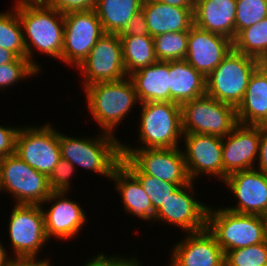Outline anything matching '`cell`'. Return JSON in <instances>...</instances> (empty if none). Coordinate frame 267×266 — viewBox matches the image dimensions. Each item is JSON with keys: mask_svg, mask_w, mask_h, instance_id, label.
I'll return each instance as SVG.
<instances>
[{"mask_svg": "<svg viewBox=\"0 0 267 266\" xmlns=\"http://www.w3.org/2000/svg\"><path fill=\"white\" fill-rule=\"evenodd\" d=\"M132 174L139 180L144 191L149 196L155 212L181 185H186L161 181L154 176L146 175L144 173Z\"/></svg>", "mask_w": 267, "mask_h": 266, "instance_id": "cell-33", "label": "cell"}, {"mask_svg": "<svg viewBox=\"0 0 267 266\" xmlns=\"http://www.w3.org/2000/svg\"><path fill=\"white\" fill-rule=\"evenodd\" d=\"M104 33L94 9L64 13L61 61L67 66H72V69L77 68Z\"/></svg>", "mask_w": 267, "mask_h": 266, "instance_id": "cell-12", "label": "cell"}, {"mask_svg": "<svg viewBox=\"0 0 267 266\" xmlns=\"http://www.w3.org/2000/svg\"><path fill=\"white\" fill-rule=\"evenodd\" d=\"M94 136L71 137L59 131L61 158L76 169L80 166L111 179L114 169L121 163L122 142L115 135L102 131Z\"/></svg>", "mask_w": 267, "mask_h": 266, "instance_id": "cell-2", "label": "cell"}, {"mask_svg": "<svg viewBox=\"0 0 267 266\" xmlns=\"http://www.w3.org/2000/svg\"><path fill=\"white\" fill-rule=\"evenodd\" d=\"M233 49L261 61L267 55V17L241 30L233 40Z\"/></svg>", "mask_w": 267, "mask_h": 266, "instance_id": "cell-29", "label": "cell"}, {"mask_svg": "<svg viewBox=\"0 0 267 266\" xmlns=\"http://www.w3.org/2000/svg\"><path fill=\"white\" fill-rule=\"evenodd\" d=\"M121 154V163L131 173H144L176 184L191 181L180 147L121 149Z\"/></svg>", "mask_w": 267, "mask_h": 266, "instance_id": "cell-7", "label": "cell"}, {"mask_svg": "<svg viewBox=\"0 0 267 266\" xmlns=\"http://www.w3.org/2000/svg\"><path fill=\"white\" fill-rule=\"evenodd\" d=\"M170 102H184L206 94V77L185 60L169 61Z\"/></svg>", "mask_w": 267, "mask_h": 266, "instance_id": "cell-26", "label": "cell"}, {"mask_svg": "<svg viewBox=\"0 0 267 266\" xmlns=\"http://www.w3.org/2000/svg\"><path fill=\"white\" fill-rule=\"evenodd\" d=\"M12 257L7 266H54L51 265L50 259L47 257Z\"/></svg>", "mask_w": 267, "mask_h": 266, "instance_id": "cell-42", "label": "cell"}, {"mask_svg": "<svg viewBox=\"0 0 267 266\" xmlns=\"http://www.w3.org/2000/svg\"><path fill=\"white\" fill-rule=\"evenodd\" d=\"M139 105L137 143L140 146L121 143V149L180 147L183 137L181 105L174 102H144Z\"/></svg>", "mask_w": 267, "mask_h": 266, "instance_id": "cell-4", "label": "cell"}, {"mask_svg": "<svg viewBox=\"0 0 267 266\" xmlns=\"http://www.w3.org/2000/svg\"><path fill=\"white\" fill-rule=\"evenodd\" d=\"M224 261L229 266H267V239L256 245L227 251Z\"/></svg>", "mask_w": 267, "mask_h": 266, "instance_id": "cell-34", "label": "cell"}, {"mask_svg": "<svg viewBox=\"0 0 267 266\" xmlns=\"http://www.w3.org/2000/svg\"><path fill=\"white\" fill-rule=\"evenodd\" d=\"M110 180L119 192L125 213L143 221L154 220L155 211L149 196L139 180L122 163L114 169Z\"/></svg>", "mask_w": 267, "mask_h": 266, "instance_id": "cell-24", "label": "cell"}, {"mask_svg": "<svg viewBox=\"0 0 267 266\" xmlns=\"http://www.w3.org/2000/svg\"><path fill=\"white\" fill-rule=\"evenodd\" d=\"M50 123L21 127L16 136L15 154L30 167L48 177L61 158L59 130Z\"/></svg>", "mask_w": 267, "mask_h": 266, "instance_id": "cell-10", "label": "cell"}, {"mask_svg": "<svg viewBox=\"0 0 267 266\" xmlns=\"http://www.w3.org/2000/svg\"><path fill=\"white\" fill-rule=\"evenodd\" d=\"M256 166L255 169L267 176V127L265 126H261L259 154Z\"/></svg>", "mask_w": 267, "mask_h": 266, "instance_id": "cell-41", "label": "cell"}, {"mask_svg": "<svg viewBox=\"0 0 267 266\" xmlns=\"http://www.w3.org/2000/svg\"><path fill=\"white\" fill-rule=\"evenodd\" d=\"M183 237L171 248L167 266H220L224 262L225 254L207 228Z\"/></svg>", "mask_w": 267, "mask_h": 266, "instance_id": "cell-20", "label": "cell"}, {"mask_svg": "<svg viewBox=\"0 0 267 266\" xmlns=\"http://www.w3.org/2000/svg\"><path fill=\"white\" fill-rule=\"evenodd\" d=\"M17 58L18 56L14 52L0 48V65L14 62Z\"/></svg>", "mask_w": 267, "mask_h": 266, "instance_id": "cell-44", "label": "cell"}, {"mask_svg": "<svg viewBox=\"0 0 267 266\" xmlns=\"http://www.w3.org/2000/svg\"><path fill=\"white\" fill-rule=\"evenodd\" d=\"M261 126L237 124L222 138L223 181L236 171L255 169Z\"/></svg>", "mask_w": 267, "mask_h": 266, "instance_id": "cell-18", "label": "cell"}, {"mask_svg": "<svg viewBox=\"0 0 267 266\" xmlns=\"http://www.w3.org/2000/svg\"><path fill=\"white\" fill-rule=\"evenodd\" d=\"M98 0H52L48 5L61 13L93 10Z\"/></svg>", "mask_w": 267, "mask_h": 266, "instance_id": "cell-38", "label": "cell"}, {"mask_svg": "<svg viewBox=\"0 0 267 266\" xmlns=\"http://www.w3.org/2000/svg\"><path fill=\"white\" fill-rule=\"evenodd\" d=\"M1 241V240H0ZM4 244L0 242V266H7L9 260L12 258L10 253L3 247Z\"/></svg>", "mask_w": 267, "mask_h": 266, "instance_id": "cell-45", "label": "cell"}, {"mask_svg": "<svg viewBox=\"0 0 267 266\" xmlns=\"http://www.w3.org/2000/svg\"><path fill=\"white\" fill-rule=\"evenodd\" d=\"M144 0H98L95 11L105 33L120 35Z\"/></svg>", "mask_w": 267, "mask_h": 266, "instance_id": "cell-27", "label": "cell"}, {"mask_svg": "<svg viewBox=\"0 0 267 266\" xmlns=\"http://www.w3.org/2000/svg\"><path fill=\"white\" fill-rule=\"evenodd\" d=\"M220 266H229L225 261Z\"/></svg>", "mask_w": 267, "mask_h": 266, "instance_id": "cell-49", "label": "cell"}, {"mask_svg": "<svg viewBox=\"0 0 267 266\" xmlns=\"http://www.w3.org/2000/svg\"><path fill=\"white\" fill-rule=\"evenodd\" d=\"M120 35H129V36L149 35V29L142 9H140L131 18L126 29Z\"/></svg>", "mask_w": 267, "mask_h": 266, "instance_id": "cell-40", "label": "cell"}, {"mask_svg": "<svg viewBox=\"0 0 267 266\" xmlns=\"http://www.w3.org/2000/svg\"><path fill=\"white\" fill-rule=\"evenodd\" d=\"M140 103L170 102L169 61H156L129 75Z\"/></svg>", "mask_w": 267, "mask_h": 266, "instance_id": "cell-25", "label": "cell"}, {"mask_svg": "<svg viewBox=\"0 0 267 266\" xmlns=\"http://www.w3.org/2000/svg\"><path fill=\"white\" fill-rule=\"evenodd\" d=\"M189 30L168 32L153 37L158 61L185 60Z\"/></svg>", "mask_w": 267, "mask_h": 266, "instance_id": "cell-31", "label": "cell"}, {"mask_svg": "<svg viewBox=\"0 0 267 266\" xmlns=\"http://www.w3.org/2000/svg\"><path fill=\"white\" fill-rule=\"evenodd\" d=\"M1 160H2V158L0 157V193H2V180H1Z\"/></svg>", "mask_w": 267, "mask_h": 266, "instance_id": "cell-48", "label": "cell"}, {"mask_svg": "<svg viewBox=\"0 0 267 266\" xmlns=\"http://www.w3.org/2000/svg\"><path fill=\"white\" fill-rule=\"evenodd\" d=\"M260 62H261V65L267 67V55Z\"/></svg>", "mask_w": 267, "mask_h": 266, "instance_id": "cell-47", "label": "cell"}, {"mask_svg": "<svg viewBox=\"0 0 267 266\" xmlns=\"http://www.w3.org/2000/svg\"><path fill=\"white\" fill-rule=\"evenodd\" d=\"M39 73L27 58L18 57L14 62L0 65V91L3 92L4 89H8L11 85V87H15L13 85L24 79L37 77Z\"/></svg>", "mask_w": 267, "mask_h": 266, "instance_id": "cell-35", "label": "cell"}, {"mask_svg": "<svg viewBox=\"0 0 267 266\" xmlns=\"http://www.w3.org/2000/svg\"><path fill=\"white\" fill-rule=\"evenodd\" d=\"M0 48L14 52L19 58H26L23 28L14 7L0 12Z\"/></svg>", "mask_w": 267, "mask_h": 266, "instance_id": "cell-30", "label": "cell"}, {"mask_svg": "<svg viewBox=\"0 0 267 266\" xmlns=\"http://www.w3.org/2000/svg\"><path fill=\"white\" fill-rule=\"evenodd\" d=\"M182 152L185 166L191 181L199 176H215L223 182L222 138L214 135L183 134ZM185 147V149H184Z\"/></svg>", "mask_w": 267, "mask_h": 266, "instance_id": "cell-15", "label": "cell"}, {"mask_svg": "<svg viewBox=\"0 0 267 266\" xmlns=\"http://www.w3.org/2000/svg\"><path fill=\"white\" fill-rule=\"evenodd\" d=\"M11 209L7 224L10 245L14 251L11 256L39 257V252L49 242L41 205L14 204Z\"/></svg>", "mask_w": 267, "mask_h": 266, "instance_id": "cell-11", "label": "cell"}, {"mask_svg": "<svg viewBox=\"0 0 267 266\" xmlns=\"http://www.w3.org/2000/svg\"><path fill=\"white\" fill-rule=\"evenodd\" d=\"M141 9L145 15L149 35L152 37L190 30L194 25V8L170 6L157 0H144Z\"/></svg>", "mask_w": 267, "mask_h": 266, "instance_id": "cell-22", "label": "cell"}, {"mask_svg": "<svg viewBox=\"0 0 267 266\" xmlns=\"http://www.w3.org/2000/svg\"><path fill=\"white\" fill-rule=\"evenodd\" d=\"M88 111L100 131L115 135L116 128L126 120L136 103L140 104L129 76L110 82H98L83 88Z\"/></svg>", "mask_w": 267, "mask_h": 266, "instance_id": "cell-3", "label": "cell"}, {"mask_svg": "<svg viewBox=\"0 0 267 266\" xmlns=\"http://www.w3.org/2000/svg\"><path fill=\"white\" fill-rule=\"evenodd\" d=\"M119 36L121 38L123 63L128 76L134 71L150 66L157 61L152 36Z\"/></svg>", "mask_w": 267, "mask_h": 266, "instance_id": "cell-28", "label": "cell"}, {"mask_svg": "<svg viewBox=\"0 0 267 266\" xmlns=\"http://www.w3.org/2000/svg\"><path fill=\"white\" fill-rule=\"evenodd\" d=\"M211 207L210 205L207 211L206 228L215 237L224 254L267 239V217L239 214L221 206Z\"/></svg>", "mask_w": 267, "mask_h": 266, "instance_id": "cell-5", "label": "cell"}, {"mask_svg": "<svg viewBox=\"0 0 267 266\" xmlns=\"http://www.w3.org/2000/svg\"><path fill=\"white\" fill-rule=\"evenodd\" d=\"M236 117L239 124L267 127V67L260 64L250 76Z\"/></svg>", "mask_w": 267, "mask_h": 266, "instance_id": "cell-23", "label": "cell"}, {"mask_svg": "<svg viewBox=\"0 0 267 266\" xmlns=\"http://www.w3.org/2000/svg\"><path fill=\"white\" fill-rule=\"evenodd\" d=\"M261 62L234 49L206 77V94L235 108L242 102L250 76Z\"/></svg>", "mask_w": 267, "mask_h": 266, "instance_id": "cell-6", "label": "cell"}, {"mask_svg": "<svg viewBox=\"0 0 267 266\" xmlns=\"http://www.w3.org/2000/svg\"><path fill=\"white\" fill-rule=\"evenodd\" d=\"M235 37L267 17V0H236Z\"/></svg>", "mask_w": 267, "mask_h": 266, "instance_id": "cell-32", "label": "cell"}, {"mask_svg": "<svg viewBox=\"0 0 267 266\" xmlns=\"http://www.w3.org/2000/svg\"><path fill=\"white\" fill-rule=\"evenodd\" d=\"M95 255L96 256L93 255L91 259L87 260L85 262L86 264L81 266H143V264H141L143 262L139 261L136 255L134 257L125 255L129 256L128 258L125 256L122 257L120 254L110 256L103 252Z\"/></svg>", "mask_w": 267, "mask_h": 266, "instance_id": "cell-37", "label": "cell"}, {"mask_svg": "<svg viewBox=\"0 0 267 266\" xmlns=\"http://www.w3.org/2000/svg\"><path fill=\"white\" fill-rule=\"evenodd\" d=\"M76 70L82 75L83 88L94 83L117 81L127 77L120 36L104 33Z\"/></svg>", "mask_w": 267, "mask_h": 266, "instance_id": "cell-13", "label": "cell"}, {"mask_svg": "<svg viewBox=\"0 0 267 266\" xmlns=\"http://www.w3.org/2000/svg\"><path fill=\"white\" fill-rule=\"evenodd\" d=\"M1 180L2 192L12 195L15 204L41 205L52 193L48 176L15 153L2 157Z\"/></svg>", "mask_w": 267, "mask_h": 266, "instance_id": "cell-9", "label": "cell"}, {"mask_svg": "<svg viewBox=\"0 0 267 266\" xmlns=\"http://www.w3.org/2000/svg\"><path fill=\"white\" fill-rule=\"evenodd\" d=\"M20 126L0 125V157L15 153L16 136Z\"/></svg>", "mask_w": 267, "mask_h": 266, "instance_id": "cell-39", "label": "cell"}, {"mask_svg": "<svg viewBox=\"0 0 267 266\" xmlns=\"http://www.w3.org/2000/svg\"><path fill=\"white\" fill-rule=\"evenodd\" d=\"M236 0H196L194 25L235 39Z\"/></svg>", "mask_w": 267, "mask_h": 266, "instance_id": "cell-21", "label": "cell"}, {"mask_svg": "<svg viewBox=\"0 0 267 266\" xmlns=\"http://www.w3.org/2000/svg\"><path fill=\"white\" fill-rule=\"evenodd\" d=\"M195 182L181 185L155 212L153 222H165L181 228L182 233L198 232L206 229L209 206L196 199ZM196 193H195V192ZM195 195V196H194ZM184 231V232H183Z\"/></svg>", "mask_w": 267, "mask_h": 266, "instance_id": "cell-14", "label": "cell"}, {"mask_svg": "<svg viewBox=\"0 0 267 266\" xmlns=\"http://www.w3.org/2000/svg\"><path fill=\"white\" fill-rule=\"evenodd\" d=\"M69 192H52L41 204L44 214L45 233L50 240L52 237L61 241H69L87 224L86 212L82 205L68 197ZM51 206L45 209L44 205Z\"/></svg>", "mask_w": 267, "mask_h": 266, "instance_id": "cell-16", "label": "cell"}, {"mask_svg": "<svg viewBox=\"0 0 267 266\" xmlns=\"http://www.w3.org/2000/svg\"><path fill=\"white\" fill-rule=\"evenodd\" d=\"M52 0H16L17 3L22 4H46L48 5Z\"/></svg>", "mask_w": 267, "mask_h": 266, "instance_id": "cell-46", "label": "cell"}, {"mask_svg": "<svg viewBox=\"0 0 267 266\" xmlns=\"http://www.w3.org/2000/svg\"><path fill=\"white\" fill-rule=\"evenodd\" d=\"M18 14L26 48V58L39 71L34 50L61 61L64 38V14L46 4L13 6Z\"/></svg>", "mask_w": 267, "mask_h": 266, "instance_id": "cell-1", "label": "cell"}, {"mask_svg": "<svg viewBox=\"0 0 267 266\" xmlns=\"http://www.w3.org/2000/svg\"><path fill=\"white\" fill-rule=\"evenodd\" d=\"M157 1L168 4L170 6H178V7H183V8H195L196 0H157Z\"/></svg>", "mask_w": 267, "mask_h": 266, "instance_id": "cell-43", "label": "cell"}, {"mask_svg": "<svg viewBox=\"0 0 267 266\" xmlns=\"http://www.w3.org/2000/svg\"><path fill=\"white\" fill-rule=\"evenodd\" d=\"M232 49L233 40L193 25L188 34L185 61L207 77Z\"/></svg>", "mask_w": 267, "mask_h": 266, "instance_id": "cell-19", "label": "cell"}, {"mask_svg": "<svg viewBox=\"0 0 267 266\" xmlns=\"http://www.w3.org/2000/svg\"><path fill=\"white\" fill-rule=\"evenodd\" d=\"M76 168L68 161L60 158L53 172L50 174L49 185L52 192H71L72 176H75Z\"/></svg>", "mask_w": 267, "mask_h": 266, "instance_id": "cell-36", "label": "cell"}, {"mask_svg": "<svg viewBox=\"0 0 267 266\" xmlns=\"http://www.w3.org/2000/svg\"><path fill=\"white\" fill-rule=\"evenodd\" d=\"M236 197V205L224 207L239 214L267 217V176L257 169L236 171L223 181Z\"/></svg>", "mask_w": 267, "mask_h": 266, "instance_id": "cell-17", "label": "cell"}, {"mask_svg": "<svg viewBox=\"0 0 267 266\" xmlns=\"http://www.w3.org/2000/svg\"><path fill=\"white\" fill-rule=\"evenodd\" d=\"M183 134L225 137L238 124L236 108L207 94L181 105Z\"/></svg>", "mask_w": 267, "mask_h": 266, "instance_id": "cell-8", "label": "cell"}]
</instances>
